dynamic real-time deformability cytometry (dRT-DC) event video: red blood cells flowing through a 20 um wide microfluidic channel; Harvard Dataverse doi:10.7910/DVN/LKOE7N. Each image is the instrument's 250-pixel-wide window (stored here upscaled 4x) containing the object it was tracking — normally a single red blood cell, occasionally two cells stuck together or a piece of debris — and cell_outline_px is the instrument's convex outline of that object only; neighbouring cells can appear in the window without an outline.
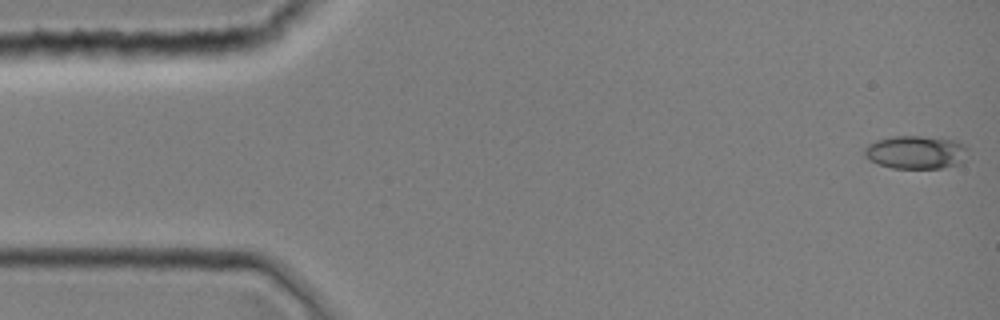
{"species": "common noctule bat (a hibernating species)", "species_latin": "Nyctalus noctula", "temperature_condition": "room temperature", "stored_images_in_passage": 6, "camera_frame_rate_fps": 3000, "um_per_image_px": 0.085, "animal": {"sex": "female", "body_mass_g": 19.0, "forearm_length_mm": 51.5}, "frame": {"image": 1, "passage_image": 1, "time_ms": 0.0, "image_size_px": [1000, 320], "cell_outline_px": [[968, 148], [964, 160], [960, 164], [940, 168], [892, 168], [876, 164], [868, 160], [864, 156], [864, 148], [868, 144], [876, 140], [892, 136], [920, 136], [956, 140], [964, 144]], "centroid_in_image_um": [77.83, 12.94], "position_along_channel_um": 7.2, "area_um2": 20.29}}